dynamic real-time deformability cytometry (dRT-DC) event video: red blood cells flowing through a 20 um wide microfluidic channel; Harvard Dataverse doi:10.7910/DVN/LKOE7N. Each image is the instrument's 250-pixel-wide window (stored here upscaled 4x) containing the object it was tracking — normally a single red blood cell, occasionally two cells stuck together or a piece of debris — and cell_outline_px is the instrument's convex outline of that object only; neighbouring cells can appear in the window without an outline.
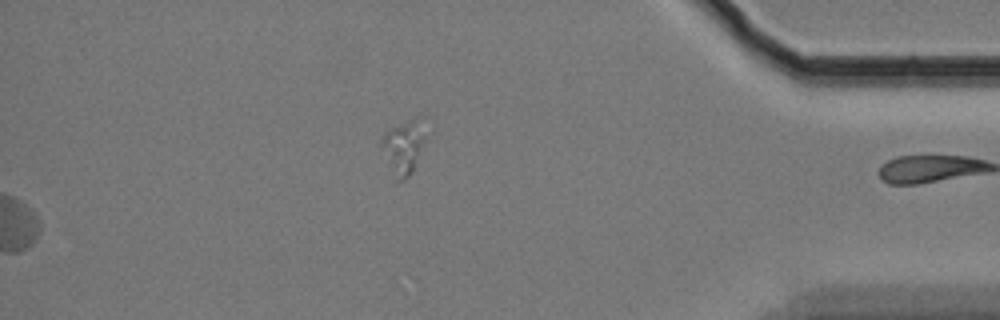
{"species": "Egyptian fruit bat (a non-hibernating species)", "species_latin": "Rousettus aegyptiacus", "temperature_condition": "cold", "stored_images_in_passage": 51, "segment_of_instrument_passage": [2, 2], "camera_frame_rate_fps": 3000, "um_per_image_px": 0.085, "animal": {"sex": "female"}, "frame": {"image": 1, "passage_image": 51, "time_ms": 16.667, "image_size_px": [1000, 320], "cell_outline_px": [[424, 140], [412, 172], [404, 180], [396, 180], [380, 144], [380, 136], [384, 132], [408, 120], [412, 120], [424, 136]], "centroid_in_image_um": [34.19, 12.59], "position_along_channel_um": 401.0, "area_um2": 12.54}}